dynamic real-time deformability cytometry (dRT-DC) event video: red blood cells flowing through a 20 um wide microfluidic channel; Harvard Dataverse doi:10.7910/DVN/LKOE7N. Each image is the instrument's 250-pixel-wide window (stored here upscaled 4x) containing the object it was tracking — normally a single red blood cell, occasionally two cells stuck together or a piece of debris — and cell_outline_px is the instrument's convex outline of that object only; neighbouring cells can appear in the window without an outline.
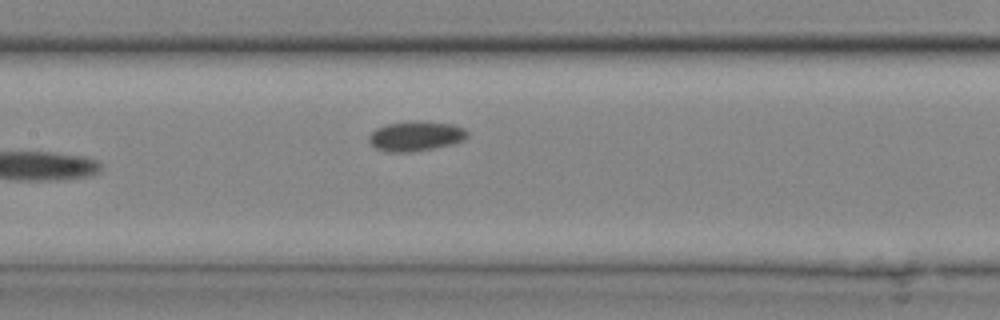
{"species": "common noctule bat (a hibernating species)", "species_latin": "Nyctalus noctula", "temperature_condition": "cold", "stored_images_in_passage": 14, "camera_frame_rate_fps": 3000, "um_per_image_px": 0.085, "animal": {"sex": "male", "body_mass_g": 20.4}, "frame": {"image": 1, "passage_image": 14, "time_ms": 4.333, "image_size_px": [1000, 320], "cell_outline_px": [[468, 136], [464, 140], [452, 144], [412, 152], [388, 152], [376, 148], [368, 140], [368, 136], [376, 128], [388, 124], [420, 120], [452, 124], [464, 128], [468, 132]], "centroid_in_image_um": [35.35, 11.56], "position_along_channel_um": 172.0, "area_um2": 17.11}}